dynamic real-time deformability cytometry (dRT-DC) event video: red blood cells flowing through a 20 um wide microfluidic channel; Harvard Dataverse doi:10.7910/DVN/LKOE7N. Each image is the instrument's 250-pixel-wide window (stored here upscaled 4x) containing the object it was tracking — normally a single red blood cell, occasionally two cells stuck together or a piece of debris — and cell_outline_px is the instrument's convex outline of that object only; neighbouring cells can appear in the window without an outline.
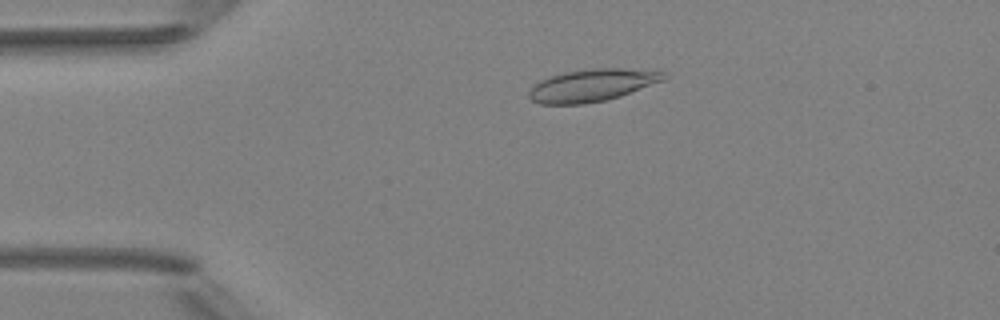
{"species": "Egyptian fruit bat (a non-hibernating species)", "species_latin": "Rousettus aegyptiacus", "temperature_condition": "room temperature", "stored_images_in_passage": 4, "camera_frame_rate_fps": 3000, "um_per_image_px": 0.085, "animal": {"sex": "female"}, "frame": {"image": 1, "passage_image": 3, "time_ms": 2.0, "image_size_px": [1000, 320], "cell_outline_px": [[668, 76], [664, 80], [620, 96], [604, 100], [584, 104], [540, 104], [532, 100], [528, 96], [528, 92], [540, 80], [564, 72], [592, 68], [656, 68], [668, 72]], "centroid_in_image_um": [50.44, 7.22], "position_along_channel_um": 34.6, "area_um2": 25.78}}